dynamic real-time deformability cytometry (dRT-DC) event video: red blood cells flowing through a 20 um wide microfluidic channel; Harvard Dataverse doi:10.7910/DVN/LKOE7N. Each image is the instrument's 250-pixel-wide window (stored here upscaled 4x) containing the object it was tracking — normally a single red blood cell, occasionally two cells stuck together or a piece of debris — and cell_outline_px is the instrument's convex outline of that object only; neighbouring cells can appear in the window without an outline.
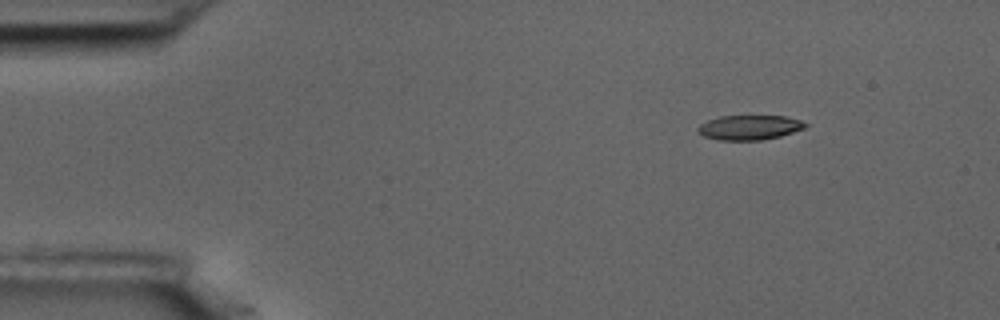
{"species": "common noctule bat (a hibernating species)", "species_latin": "Nyctalus noctula", "temperature_condition": "room temperature", "stored_images_in_passage": 6, "camera_frame_rate_fps": 3000, "um_per_image_px": 0.085, "animal": {"sex": "male", "body_mass_g": 17.5, "forearm_length_mm": 52.3}, "frame": {"image": 1, "passage_image": 1, "time_ms": 0.0, "image_size_px": [1000, 320], "cell_outline_px": [[808, 124], [804, 128], [780, 136], [760, 140], [720, 140], [704, 136], [696, 128], [700, 124], [708, 120], [720, 116], [784, 116], [800, 120]], "centroid_in_image_um": [63.69, 10.83], "position_along_channel_um": 21.3, "area_um2": 15.26}}